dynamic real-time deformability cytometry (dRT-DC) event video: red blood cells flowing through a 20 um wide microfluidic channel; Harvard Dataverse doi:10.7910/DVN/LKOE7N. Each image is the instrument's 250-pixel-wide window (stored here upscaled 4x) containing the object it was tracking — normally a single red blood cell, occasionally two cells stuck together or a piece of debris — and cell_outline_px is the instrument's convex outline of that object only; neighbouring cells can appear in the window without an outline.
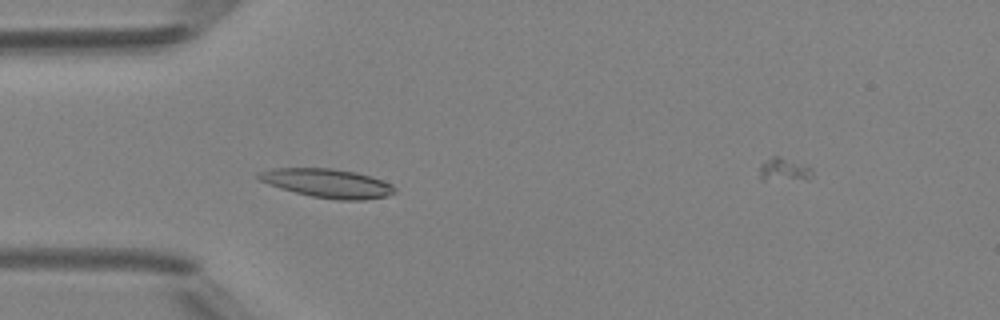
{"species": "Egyptian fruit bat (a non-hibernating species)", "species_latin": "Rousettus aegyptiacus", "temperature_condition": "room temperature", "stored_images_in_passage": 41, "camera_frame_rate_fps": 3000, "um_per_image_px": 0.085, "animal": {"sex": "female"}, "frame": {"image": 1, "passage_image": 6, "time_ms": 1.667, "image_size_px": [1000, 320], "cell_outline_px": [[396, 192], [388, 196], [364, 200], [340, 200], [312, 196], [280, 188], [268, 184], [260, 180], [256, 176], [256, 172], [272, 168], [332, 168], [356, 172], [392, 184], [396, 188]], "centroid_in_image_um": [27.82, 15.57], "position_along_channel_um": 57.2, "area_um2": 22.83}}
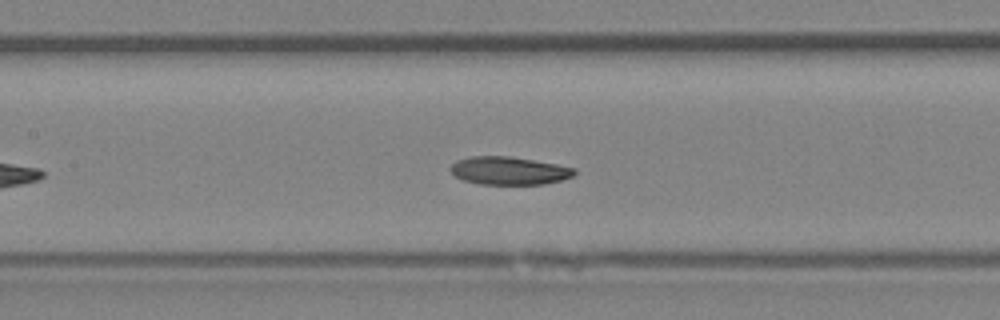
{"frame": {"image": 2, "passage_image": 14, "time_ms": 4.333, "image_size_px": [1000, 320], "cell_outline_px": [[576, 172], [572, 176], [560, 180], [544, 184], [480, 184], [464, 180], [456, 176], [448, 168], [456, 160], [468, 156], [508, 156], [556, 164], [576, 168]], "centroid_in_image_um": [43.24, 14.5], "position_along_channel_um": 164.2, "area_um2": 20.11}}
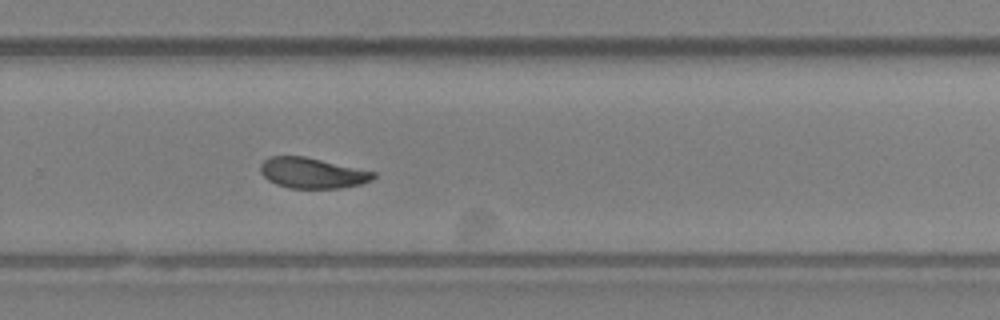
{"frame": {"image": 3, "passage_image": 24, "time_ms": 7.667, "image_size_px": [1000, 320], "cell_outline_px": [[376, 176], [372, 180], [360, 184], [340, 188], [288, 188], [276, 184], [268, 180], [260, 172], [260, 164], [268, 156], [304, 156], [376, 172]], "centroid_in_image_um": [26.52, 14.7], "position_along_channel_um": 303.3, "area_um2": 20.11}, "authors_computed_cell_mechanics": {"area_um2": 20.7502, "velocity_mm_per_s": 4.2034, "shape_relaxation_time_tau1_ms": null, "shape_relaxation_time_tau2_ms": 3.2296, "deformation_change_tau1": null, "deformation_change_tau2": 0.0857}}